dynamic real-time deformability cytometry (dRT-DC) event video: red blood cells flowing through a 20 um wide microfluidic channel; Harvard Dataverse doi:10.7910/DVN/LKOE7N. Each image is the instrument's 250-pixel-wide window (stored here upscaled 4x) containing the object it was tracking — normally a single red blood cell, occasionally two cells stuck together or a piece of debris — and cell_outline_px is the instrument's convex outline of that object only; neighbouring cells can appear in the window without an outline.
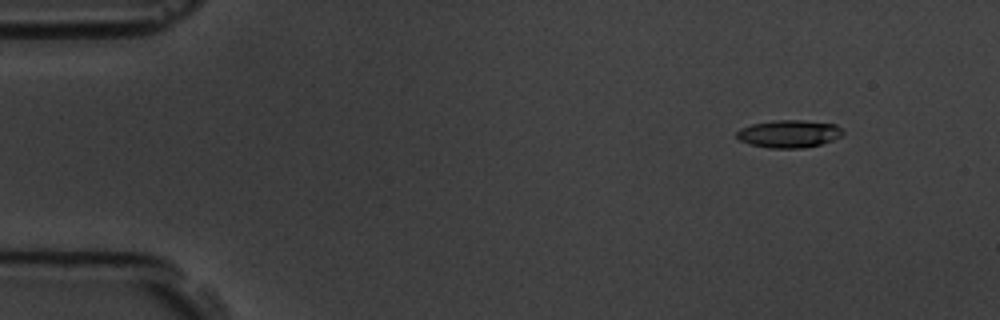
{"species": "common noctule bat (a hibernating species)", "species_latin": "Nyctalus noctula", "temperature_condition": "room temperature", "stored_images_in_passage": 4, "camera_frame_rate_fps": 3000, "um_per_image_px": 0.085, "animal": {"sex": "male", "body_mass_g": 19.5, "forearm_length_mm": 54.6}, "frame": {"image": 1, "passage_image": 1, "time_ms": 0.0, "image_size_px": [1000, 320], "cell_outline_px": [[844, 132], [840, 136], [832, 140], [820, 144], [804, 148], [768, 148], [748, 144], [740, 140], [736, 136], [736, 132], [740, 128], [752, 124], [776, 120], [804, 120], [836, 124]], "centroid_in_image_um": [67.04, 11.37], "position_along_channel_um": 18.0, "area_um2": 17.11}}
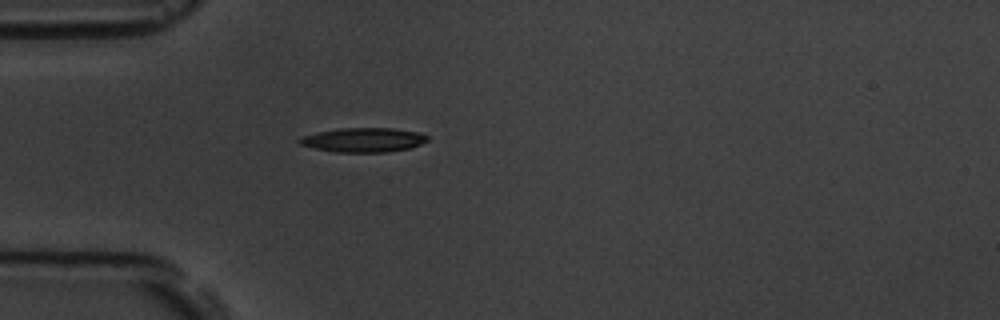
{"frame": {"image": 2, "passage_image": 4, "time_ms": 3.333, "image_size_px": [1000, 320], "cell_outline_px": [[428, 140], [412, 148], [384, 152], [336, 152], [316, 148], [300, 144], [296, 140], [300, 136], [316, 132], [340, 128], [392, 128], [420, 132], [428, 136]], "centroid_in_image_um": [30.89, 11.88], "position_along_channel_um": 54.1, "area_um2": 18.21}}